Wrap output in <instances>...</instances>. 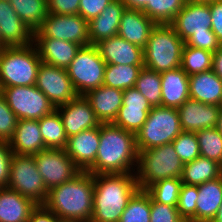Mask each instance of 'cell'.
I'll return each mask as SVG.
<instances>
[{"instance_id": "1", "label": "cell", "mask_w": 222, "mask_h": 222, "mask_svg": "<svg viewBox=\"0 0 222 222\" xmlns=\"http://www.w3.org/2000/svg\"><path fill=\"white\" fill-rule=\"evenodd\" d=\"M138 156L134 133L113 123H101L96 159L88 172L93 175L135 173Z\"/></svg>"}, {"instance_id": "2", "label": "cell", "mask_w": 222, "mask_h": 222, "mask_svg": "<svg viewBox=\"0 0 222 222\" xmlns=\"http://www.w3.org/2000/svg\"><path fill=\"white\" fill-rule=\"evenodd\" d=\"M93 213L90 222H119L129 199L139 189L136 174L93 175Z\"/></svg>"}, {"instance_id": "3", "label": "cell", "mask_w": 222, "mask_h": 222, "mask_svg": "<svg viewBox=\"0 0 222 222\" xmlns=\"http://www.w3.org/2000/svg\"><path fill=\"white\" fill-rule=\"evenodd\" d=\"M93 195V174L81 171L73 179L51 188L43 205L60 219L90 222Z\"/></svg>"}, {"instance_id": "4", "label": "cell", "mask_w": 222, "mask_h": 222, "mask_svg": "<svg viewBox=\"0 0 222 222\" xmlns=\"http://www.w3.org/2000/svg\"><path fill=\"white\" fill-rule=\"evenodd\" d=\"M42 60L34 43L0 48V91L4 87L35 85Z\"/></svg>"}, {"instance_id": "5", "label": "cell", "mask_w": 222, "mask_h": 222, "mask_svg": "<svg viewBox=\"0 0 222 222\" xmlns=\"http://www.w3.org/2000/svg\"><path fill=\"white\" fill-rule=\"evenodd\" d=\"M183 165L172 143L139 151L135 172L139 189L146 190L163 179L181 178Z\"/></svg>"}, {"instance_id": "6", "label": "cell", "mask_w": 222, "mask_h": 222, "mask_svg": "<svg viewBox=\"0 0 222 222\" xmlns=\"http://www.w3.org/2000/svg\"><path fill=\"white\" fill-rule=\"evenodd\" d=\"M184 44L170 24H156L143 48L144 66L158 73L180 68Z\"/></svg>"}, {"instance_id": "7", "label": "cell", "mask_w": 222, "mask_h": 222, "mask_svg": "<svg viewBox=\"0 0 222 222\" xmlns=\"http://www.w3.org/2000/svg\"><path fill=\"white\" fill-rule=\"evenodd\" d=\"M182 132L178 110L170 107H152L147 120L136 133L138 151L162 146Z\"/></svg>"}, {"instance_id": "8", "label": "cell", "mask_w": 222, "mask_h": 222, "mask_svg": "<svg viewBox=\"0 0 222 222\" xmlns=\"http://www.w3.org/2000/svg\"><path fill=\"white\" fill-rule=\"evenodd\" d=\"M105 67L97 46L91 44L80 47L66 70L77 94L85 95L103 85Z\"/></svg>"}, {"instance_id": "9", "label": "cell", "mask_w": 222, "mask_h": 222, "mask_svg": "<svg viewBox=\"0 0 222 222\" xmlns=\"http://www.w3.org/2000/svg\"><path fill=\"white\" fill-rule=\"evenodd\" d=\"M7 187L30 198L37 205H43L47 200L48 190L37 169L34 155L13 154Z\"/></svg>"}, {"instance_id": "10", "label": "cell", "mask_w": 222, "mask_h": 222, "mask_svg": "<svg viewBox=\"0 0 222 222\" xmlns=\"http://www.w3.org/2000/svg\"><path fill=\"white\" fill-rule=\"evenodd\" d=\"M0 92L18 120H39L56 109L35 85L4 87Z\"/></svg>"}, {"instance_id": "11", "label": "cell", "mask_w": 222, "mask_h": 222, "mask_svg": "<svg viewBox=\"0 0 222 222\" xmlns=\"http://www.w3.org/2000/svg\"><path fill=\"white\" fill-rule=\"evenodd\" d=\"M34 38H54L70 41L81 46L91 45L88 22L79 14L59 15L48 13L46 19L35 30Z\"/></svg>"}, {"instance_id": "12", "label": "cell", "mask_w": 222, "mask_h": 222, "mask_svg": "<svg viewBox=\"0 0 222 222\" xmlns=\"http://www.w3.org/2000/svg\"><path fill=\"white\" fill-rule=\"evenodd\" d=\"M34 158L48 191L73 179L81 172L65 149H45L36 153Z\"/></svg>"}, {"instance_id": "13", "label": "cell", "mask_w": 222, "mask_h": 222, "mask_svg": "<svg viewBox=\"0 0 222 222\" xmlns=\"http://www.w3.org/2000/svg\"><path fill=\"white\" fill-rule=\"evenodd\" d=\"M35 86L48 97L55 108L78 96L66 69L43 62L40 64Z\"/></svg>"}, {"instance_id": "14", "label": "cell", "mask_w": 222, "mask_h": 222, "mask_svg": "<svg viewBox=\"0 0 222 222\" xmlns=\"http://www.w3.org/2000/svg\"><path fill=\"white\" fill-rule=\"evenodd\" d=\"M170 25L184 42L193 34L213 33L210 2L187 0Z\"/></svg>"}, {"instance_id": "15", "label": "cell", "mask_w": 222, "mask_h": 222, "mask_svg": "<svg viewBox=\"0 0 222 222\" xmlns=\"http://www.w3.org/2000/svg\"><path fill=\"white\" fill-rule=\"evenodd\" d=\"M56 110L61 116L68 138L84 130L101 125L84 95H78L70 102L56 107Z\"/></svg>"}, {"instance_id": "16", "label": "cell", "mask_w": 222, "mask_h": 222, "mask_svg": "<svg viewBox=\"0 0 222 222\" xmlns=\"http://www.w3.org/2000/svg\"><path fill=\"white\" fill-rule=\"evenodd\" d=\"M151 106L147 99L135 88L123 90V103L113 124L136 133L147 120Z\"/></svg>"}, {"instance_id": "17", "label": "cell", "mask_w": 222, "mask_h": 222, "mask_svg": "<svg viewBox=\"0 0 222 222\" xmlns=\"http://www.w3.org/2000/svg\"><path fill=\"white\" fill-rule=\"evenodd\" d=\"M33 38L34 32L20 19L11 2L0 0V48L27 46Z\"/></svg>"}, {"instance_id": "18", "label": "cell", "mask_w": 222, "mask_h": 222, "mask_svg": "<svg viewBox=\"0 0 222 222\" xmlns=\"http://www.w3.org/2000/svg\"><path fill=\"white\" fill-rule=\"evenodd\" d=\"M182 131L198 132L216 127L220 106L187 99L178 109Z\"/></svg>"}, {"instance_id": "19", "label": "cell", "mask_w": 222, "mask_h": 222, "mask_svg": "<svg viewBox=\"0 0 222 222\" xmlns=\"http://www.w3.org/2000/svg\"><path fill=\"white\" fill-rule=\"evenodd\" d=\"M96 46L106 64L144 66L143 48L119 35L104 39Z\"/></svg>"}, {"instance_id": "20", "label": "cell", "mask_w": 222, "mask_h": 222, "mask_svg": "<svg viewBox=\"0 0 222 222\" xmlns=\"http://www.w3.org/2000/svg\"><path fill=\"white\" fill-rule=\"evenodd\" d=\"M99 143L100 126L70 136L65 150L81 171H88L95 162Z\"/></svg>"}, {"instance_id": "21", "label": "cell", "mask_w": 222, "mask_h": 222, "mask_svg": "<svg viewBox=\"0 0 222 222\" xmlns=\"http://www.w3.org/2000/svg\"><path fill=\"white\" fill-rule=\"evenodd\" d=\"M84 96L100 123L114 122L123 103V90L102 85Z\"/></svg>"}, {"instance_id": "22", "label": "cell", "mask_w": 222, "mask_h": 222, "mask_svg": "<svg viewBox=\"0 0 222 222\" xmlns=\"http://www.w3.org/2000/svg\"><path fill=\"white\" fill-rule=\"evenodd\" d=\"M43 63L66 69L75 58L81 45L54 38H33Z\"/></svg>"}, {"instance_id": "23", "label": "cell", "mask_w": 222, "mask_h": 222, "mask_svg": "<svg viewBox=\"0 0 222 222\" xmlns=\"http://www.w3.org/2000/svg\"><path fill=\"white\" fill-rule=\"evenodd\" d=\"M126 7L120 0L111 1L102 13L88 22L90 44L118 35L122 14Z\"/></svg>"}, {"instance_id": "24", "label": "cell", "mask_w": 222, "mask_h": 222, "mask_svg": "<svg viewBox=\"0 0 222 222\" xmlns=\"http://www.w3.org/2000/svg\"><path fill=\"white\" fill-rule=\"evenodd\" d=\"M156 23L142 10L125 9L118 28V35L130 43L144 48Z\"/></svg>"}, {"instance_id": "25", "label": "cell", "mask_w": 222, "mask_h": 222, "mask_svg": "<svg viewBox=\"0 0 222 222\" xmlns=\"http://www.w3.org/2000/svg\"><path fill=\"white\" fill-rule=\"evenodd\" d=\"M161 74V106L178 109L190 98L189 76L180 67Z\"/></svg>"}, {"instance_id": "26", "label": "cell", "mask_w": 222, "mask_h": 222, "mask_svg": "<svg viewBox=\"0 0 222 222\" xmlns=\"http://www.w3.org/2000/svg\"><path fill=\"white\" fill-rule=\"evenodd\" d=\"M13 154L35 155L45 150L38 120L20 119L9 140Z\"/></svg>"}, {"instance_id": "27", "label": "cell", "mask_w": 222, "mask_h": 222, "mask_svg": "<svg viewBox=\"0 0 222 222\" xmlns=\"http://www.w3.org/2000/svg\"><path fill=\"white\" fill-rule=\"evenodd\" d=\"M37 204L8 187L0 188V222H27Z\"/></svg>"}, {"instance_id": "28", "label": "cell", "mask_w": 222, "mask_h": 222, "mask_svg": "<svg viewBox=\"0 0 222 222\" xmlns=\"http://www.w3.org/2000/svg\"><path fill=\"white\" fill-rule=\"evenodd\" d=\"M190 99L220 106L222 101V80L212 71L189 76Z\"/></svg>"}, {"instance_id": "29", "label": "cell", "mask_w": 222, "mask_h": 222, "mask_svg": "<svg viewBox=\"0 0 222 222\" xmlns=\"http://www.w3.org/2000/svg\"><path fill=\"white\" fill-rule=\"evenodd\" d=\"M197 187L196 222H211L222 204V175Z\"/></svg>"}, {"instance_id": "30", "label": "cell", "mask_w": 222, "mask_h": 222, "mask_svg": "<svg viewBox=\"0 0 222 222\" xmlns=\"http://www.w3.org/2000/svg\"><path fill=\"white\" fill-rule=\"evenodd\" d=\"M222 175L220 164L214 160L199 156L183 165L182 183L197 186Z\"/></svg>"}, {"instance_id": "31", "label": "cell", "mask_w": 222, "mask_h": 222, "mask_svg": "<svg viewBox=\"0 0 222 222\" xmlns=\"http://www.w3.org/2000/svg\"><path fill=\"white\" fill-rule=\"evenodd\" d=\"M38 122L46 149L66 148L68 137L65 133L61 116L56 109L39 119Z\"/></svg>"}, {"instance_id": "32", "label": "cell", "mask_w": 222, "mask_h": 222, "mask_svg": "<svg viewBox=\"0 0 222 222\" xmlns=\"http://www.w3.org/2000/svg\"><path fill=\"white\" fill-rule=\"evenodd\" d=\"M10 2L20 19L33 32L48 15L47 0H10Z\"/></svg>"}, {"instance_id": "33", "label": "cell", "mask_w": 222, "mask_h": 222, "mask_svg": "<svg viewBox=\"0 0 222 222\" xmlns=\"http://www.w3.org/2000/svg\"><path fill=\"white\" fill-rule=\"evenodd\" d=\"M144 66L106 64L103 85L120 90L135 87L136 80Z\"/></svg>"}, {"instance_id": "34", "label": "cell", "mask_w": 222, "mask_h": 222, "mask_svg": "<svg viewBox=\"0 0 222 222\" xmlns=\"http://www.w3.org/2000/svg\"><path fill=\"white\" fill-rule=\"evenodd\" d=\"M161 74L143 67L136 80L135 88L147 99L151 107L161 106Z\"/></svg>"}, {"instance_id": "35", "label": "cell", "mask_w": 222, "mask_h": 222, "mask_svg": "<svg viewBox=\"0 0 222 222\" xmlns=\"http://www.w3.org/2000/svg\"><path fill=\"white\" fill-rule=\"evenodd\" d=\"M151 196L146 190L138 189L129 199L119 222H150Z\"/></svg>"}, {"instance_id": "36", "label": "cell", "mask_w": 222, "mask_h": 222, "mask_svg": "<svg viewBox=\"0 0 222 222\" xmlns=\"http://www.w3.org/2000/svg\"><path fill=\"white\" fill-rule=\"evenodd\" d=\"M213 53L184 44L180 67L188 76L212 69Z\"/></svg>"}, {"instance_id": "37", "label": "cell", "mask_w": 222, "mask_h": 222, "mask_svg": "<svg viewBox=\"0 0 222 222\" xmlns=\"http://www.w3.org/2000/svg\"><path fill=\"white\" fill-rule=\"evenodd\" d=\"M187 0H151L142 10L156 24H170Z\"/></svg>"}, {"instance_id": "38", "label": "cell", "mask_w": 222, "mask_h": 222, "mask_svg": "<svg viewBox=\"0 0 222 222\" xmlns=\"http://www.w3.org/2000/svg\"><path fill=\"white\" fill-rule=\"evenodd\" d=\"M182 184L181 178H168L155 182L146 191L155 202L177 206Z\"/></svg>"}, {"instance_id": "39", "label": "cell", "mask_w": 222, "mask_h": 222, "mask_svg": "<svg viewBox=\"0 0 222 222\" xmlns=\"http://www.w3.org/2000/svg\"><path fill=\"white\" fill-rule=\"evenodd\" d=\"M200 156L222 163V135L215 128H207L196 132Z\"/></svg>"}, {"instance_id": "40", "label": "cell", "mask_w": 222, "mask_h": 222, "mask_svg": "<svg viewBox=\"0 0 222 222\" xmlns=\"http://www.w3.org/2000/svg\"><path fill=\"white\" fill-rule=\"evenodd\" d=\"M176 154L183 164L200 156L199 143L195 132L182 131L173 141Z\"/></svg>"}, {"instance_id": "41", "label": "cell", "mask_w": 222, "mask_h": 222, "mask_svg": "<svg viewBox=\"0 0 222 222\" xmlns=\"http://www.w3.org/2000/svg\"><path fill=\"white\" fill-rule=\"evenodd\" d=\"M198 194L197 186L182 184L177 209L179 215L186 222H196V201Z\"/></svg>"}, {"instance_id": "42", "label": "cell", "mask_w": 222, "mask_h": 222, "mask_svg": "<svg viewBox=\"0 0 222 222\" xmlns=\"http://www.w3.org/2000/svg\"><path fill=\"white\" fill-rule=\"evenodd\" d=\"M18 118L9 108L5 97L0 92V141H7L13 137Z\"/></svg>"}, {"instance_id": "43", "label": "cell", "mask_w": 222, "mask_h": 222, "mask_svg": "<svg viewBox=\"0 0 222 222\" xmlns=\"http://www.w3.org/2000/svg\"><path fill=\"white\" fill-rule=\"evenodd\" d=\"M150 222H186L180 215L177 206L155 202L151 198Z\"/></svg>"}, {"instance_id": "44", "label": "cell", "mask_w": 222, "mask_h": 222, "mask_svg": "<svg viewBox=\"0 0 222 222\" xmlns=\"http://www.w3.org/2000/svg\"><path fill=\"white\" fill-rule=\"evenodd\" d=\"M184 43L186 46L208 50L212 53L221 45L214 33L193 34Z\"/></svg>"}, {"instance_id": "45", "label": "cell", "mask_w": 222, "mask_h": 222, "mask_svg": "<svg viewBox=\"0 0 222 222\" xmlns=\"http://www.w3.org/2000/svg\"><path fill=\"white\" fill-rule=\"evenodd\" d=\"M113 0H80L78 14L87 22L99 16Z\"/></svg>"}, {"instance_id": "46", "label": "cell", "mask_w": 222, "mask_h": 222, "mask_svg": "<svg viewBox=\"0 0 222 222\" xmlns=\"http://www.w3.org/2000/svg\"><path fill=\"white\" fill-rule=\"evenodd\" d=\"M13 151L7 141H0V188L9 184L10 165Z\"/></svg>"}, {"instance_id": "47", "label": "cell", "mask_w": 222, "mask_h": 222, "mask_svg": "<svg viewBox=\"0 0 222 222\" xmlns=\"http://www.w3.org/2000/svg\"><path fill=\"white\" fill-rule=\"evenodd\" d=\"M48 13L59 15L78 14L80 0H47Z\"/></svg>"}, {"instance_id": "48", "label": "cell", "mask_w": 222, "mask_h": 222, "mask_svg": "<svg viewBox=\"0 0 222 222\" xmlns=\"http://www.w3.org/2000/svg\"><path fill=\"white\" fill-rule=\"evenodd\" d=\"M210 11L212 18L211 30L216 35L218 42L222 45V0L211 1Z\"/></svg>"}, {"instance_id": "49", "label": "cell", "mask_w": 222, "mask_h": 222, "mask_svg": "<svg viewBox=\"0 0 222 222\" xmlns=\"http://www.w3.org/2000/svg\"><path fill=\"white\" fill-rule=\"evenodd\" d=\"M60 218L44 205H37L27 222H59Z\"/></svg>"}, {"instance_id": "50", "label": "cell", "mask_w": 222, "mask_h": 222, "mask_svg": "<svg viewBox=\"0 0 222 222\" xmlns=\"http://www.w3.org/2000/svg\"><path fill=\"white\" fill-rule=\"evenodd\" d=\"M211 70L222 80V45L213 53Z\"/></svg>"}, {"instance_id": "51", "label": "cell", "mask_w": 222, "mask_h": 222, "mask_svg": "<svg viewBox=\"0 0 222 222\" xmlns=\"http://www.w3.org/2000/svg\"><path fill=\"white\" fill-rule=\"evenodd\" d=\"M126 9L143 10L151 0H120Z\"/></svg>"}, {"instance_id": "52", "label": "cell", "mask_w": 222, "mask_h": 222, "mask_svg": "<svg viewBox=\"0 0 222 222\" xmlns=\"http://www.w3.org/2000/svg\"><path fill=\"white\" fill-rule=\"evenodd\" d=\"M211 222H222V204L220 205L215 218Z\"/></svg>"}, {"instance_id": "53", "label": "cell", "mask_w": 222, "mask_h": 222, "mask_svg": "<svg viewBox=\"0 0 222 222\" xmlns=\"http://www.w3.org/2000/svg\"><path fill=\"white\" fill-rule=\"evenodd\" d=\"M222 135V112L219 113L218 122L215 127Z\"/></svg>"}, {"instance_id": "54", "label": "cell", "mask_w": 222, "mask_h": 222, "mask_svg": "<svg viewBox=\"0 0 222 222\" xmlns=\"http://www.w3.org/2000/svg\"><path fill=\"white\" fill-rule=\"evenodd\" d=\"M59 222H85V221L69 220V219H60Z\"/></svg>"}, {"instance_id": "55", "label": "cell", "mask_w": 222, "mask_h": 222, "mask_svg": "<svg viewBox=\"0 0 222 222\" xmlns=\"http://www.w3.org/2000/svg\"><path fill=\"white\" fill-rule=\"evenodd\" d=\"M190 1H193V2H211L213 0H190Z\"/></svg>"}, {"instance_id": "56", "label": "cell", "mask_w": 222, "mask_h": 222, "mask_svg": "<svg viewBox=\"0 0 222 222\" xmlns=\"http://www.w3.org/2000/svg\"><path fill=\"white\" fill-rule=\"evenodd\" d=\"M220 112H222V101H221V104H220Z\"/></svg>"}]
</instances>
